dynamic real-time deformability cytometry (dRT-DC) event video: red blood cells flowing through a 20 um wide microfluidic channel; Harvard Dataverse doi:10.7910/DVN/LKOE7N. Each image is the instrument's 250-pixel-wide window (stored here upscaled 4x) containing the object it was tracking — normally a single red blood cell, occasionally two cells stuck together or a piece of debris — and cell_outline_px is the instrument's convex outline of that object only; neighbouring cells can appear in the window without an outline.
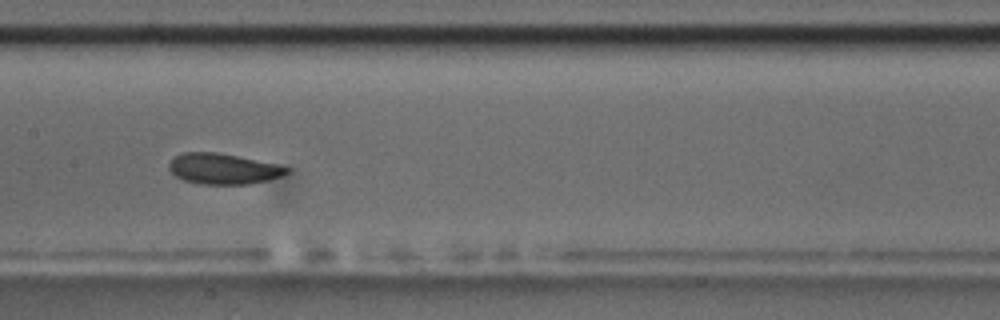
{"species": "common noctule bat (a hibernating species)", "species_latin": "Nyctalus noctula", "temperature_condition": "room temperature", "stored_images_in_passage": 34, "camera_frame_rate_fps": 3000, "um_per_image_px": 0.085, "animal": {"sex": "male", "body_mass_g": 17.5, "forearm_length_mm": 52.3}, "frame": {"image": 1, "passage_image": 15, "time_ms": 4.667, "image_size_px": [1000, 320], "cell_outline_px": [[288, 172], [280, 176], [268, 180], [248, 184], [200, 184], [184, 180], [176, 176], [168, 168], [168, 164], [176, 156], [184, 152], [216, 152], [276, 164], [288, 168]], "centroid_in_image_um": [18.93, 14.35], "position_along_channel_um": 188.5, "area_um2": 20.69}, "authors_computed_cell_mechanics": {"area_um2": 20.9525, "velocity_mm_per_s": 3.7036, "shape_relaxation_time_tau1_ms": 2.3707, "shape_relaxation_time_tau2_ms": 2.576, "deformation_change_tau1": 0.075, "deformation_change_tau2": 0.071}}